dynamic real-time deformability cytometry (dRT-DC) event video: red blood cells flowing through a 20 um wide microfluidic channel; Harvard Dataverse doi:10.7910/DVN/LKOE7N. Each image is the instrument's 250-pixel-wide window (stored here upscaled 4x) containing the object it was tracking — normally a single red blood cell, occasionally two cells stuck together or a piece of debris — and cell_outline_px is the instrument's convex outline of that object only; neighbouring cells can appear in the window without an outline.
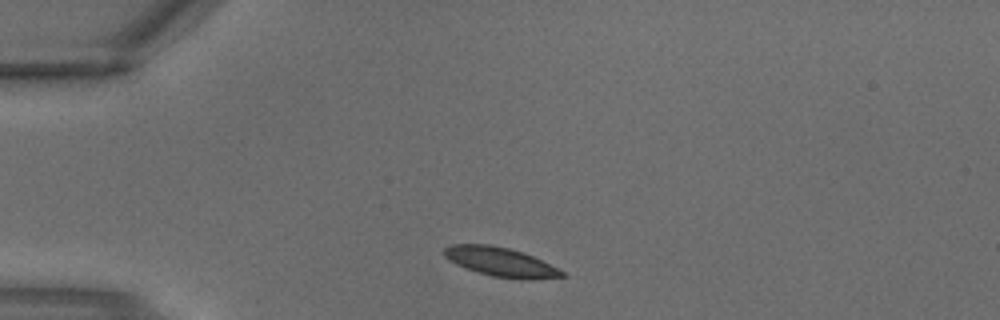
{"species": "common noctule bat (a hibernating species)", "species_latin": "Nyctalus noctula", "temperature_condition": "warm", "stored_images_in_passage": 1, "camera_frame_rate_fps": 3000, "um_per_image_px": 0.085, "animal": {"sex": "male", "body_mass_g": 18.8}, "frame": {"image": 1, "passage_image": 1, "time_ms": 0.0, "image_size_px": [1000, 320], "cell_outline_px": [[568, 276], [520, 280], [492, 276], [464, 268], [448, 260], [444, 256], [444, 248], [448, 244], [488, 244], [508, 248], [524, 252], [564, 272]], "centroid_in_image_um": [42.5, 22.26], "position_along_channel_um": 42.5, "area_um2": 19.94}}